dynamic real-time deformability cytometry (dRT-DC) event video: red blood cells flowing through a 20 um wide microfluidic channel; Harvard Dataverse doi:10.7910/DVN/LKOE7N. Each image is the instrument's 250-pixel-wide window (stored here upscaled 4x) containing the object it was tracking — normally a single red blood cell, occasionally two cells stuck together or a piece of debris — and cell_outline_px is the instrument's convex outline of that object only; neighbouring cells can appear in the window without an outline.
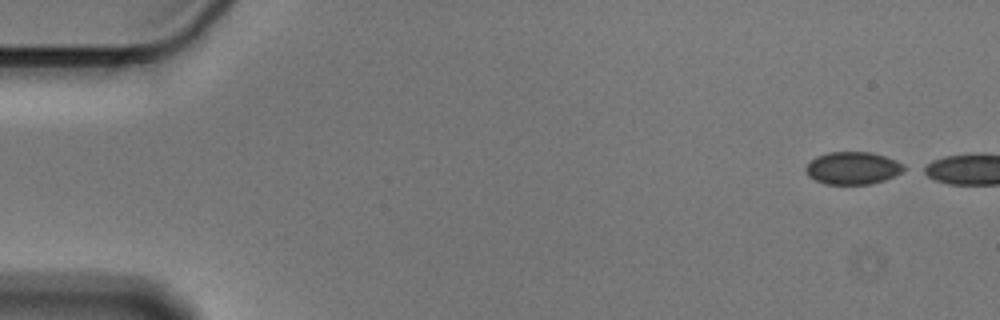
{"species": "Egyptian fruit bat (a non-hibernating species)", "species_latin": "Rousettus aegyptiacus", "temperature_condition": "cold", "stored_images_in_passage": 4, "camera_frame_rate_fps": 3000, "um_per_image_px": 0.085, "animal": {"sex": "male"}, "frame": {"image": 1, "passage_image": 1, "time_ms": 0.0, "image_size_px": [1000, 320], "cell_outline_px": [[908, 168], [884, 180], [872, 184], [824, 184], [808, 176], [804, 168], [816, 156], [828, 152], [872, 152], [896, 160], [904, 164]], "centroid_in_image_um": [72.48, 14.28], "position_along_channel_um": 12.5, "area_um2": 18.61}}